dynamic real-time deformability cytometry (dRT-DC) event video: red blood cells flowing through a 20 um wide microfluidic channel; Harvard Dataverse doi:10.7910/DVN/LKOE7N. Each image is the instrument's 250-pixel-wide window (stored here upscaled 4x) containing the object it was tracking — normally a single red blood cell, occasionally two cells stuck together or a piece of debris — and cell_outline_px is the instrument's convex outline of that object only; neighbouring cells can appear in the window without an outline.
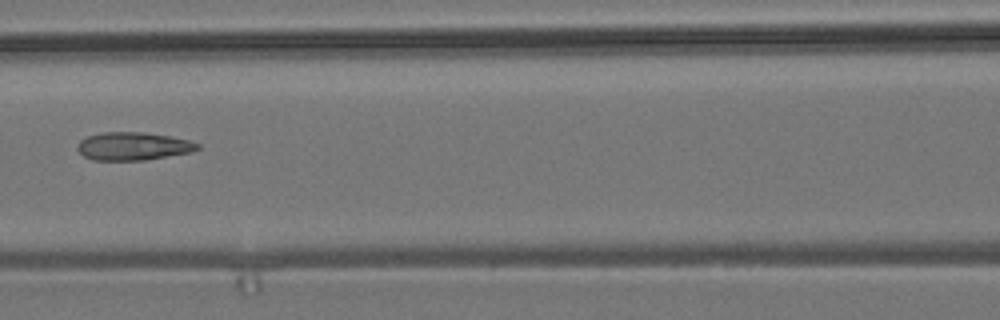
{"species": "common noctule bat (a hibernating species)", "species_latin": "Nyctalus noctula", "temperature_condition": "room temperature", "stored_images_in_passage": 9, "camera_frame_rate_fps": 3000, "um_per_image_px": 0.085, "animal": {"sex": "male", "body_mass_g": 19.2, "forearm_length_mm": 51.8}, "frame": {"image": 1, "passage_image": 6, "time_ms": 7.333, "image_size_px": [1000, 320], "cell_outline_px": [[200, 148], [192, 152], [144, 160], [92, 160], [84, 156], [76, 148], [76, 144], [80, 140], [88, 136], [104, 132], [140, 132], [172, 136], [188, 140], [200, 144]], "centroid_in_image_um": [11.31, 12.43], "position_along_channel_um": 155.3, "area_um2": 19.65}}
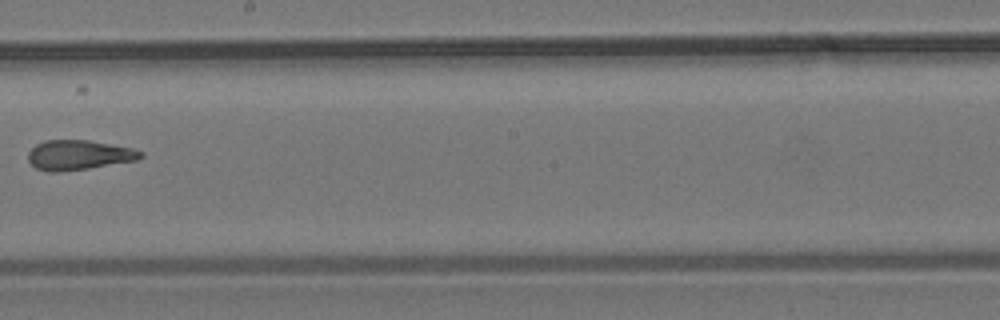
{"frame": {"image": 2, "passage_image": 8, "time_ms": 9.667, "image_size_px": [1000, 320], "cell_outline_px": [[144, 156], [136, 160], [88, 168], [60, 172], [48, 172], [36, 168], [28, 160], [28, 152], [36, 144], [44, 140], [88, 140], [132, 148], [144, 152]], "centroid_in_image_um": [6.68, 13.17], "position_along_channel_um": 241.5, "area_um2": 19.48}}
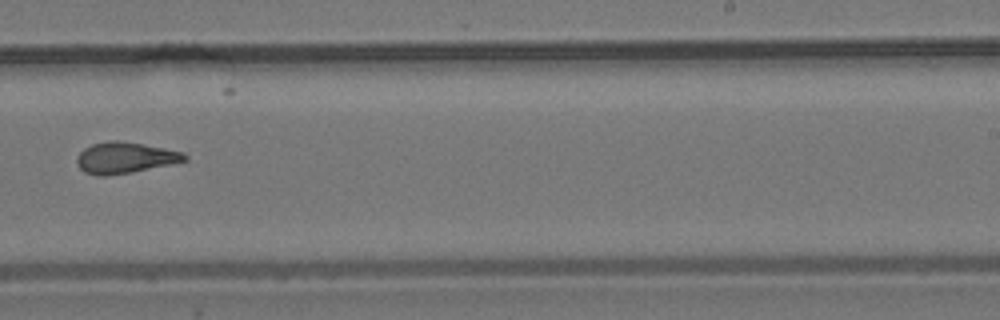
{"frame": {"image": 3, "passage_image": 9, "time_ms": 10.667, "image_size_px": [1000, 320], "cell_outline_px": [[188, 160], [172, 164], [132, 172], [104, 176], [100, 176], [84, 172], [76, 164], [76, 156], [84, 148], [92, 144], [108, 140], [120, 140], [144, 144], [184, 152], [188, 156]], "centroid_in_image_um": [10.62, 13.4], "position_along_channel_um": 278.4, "area_um2": 19.77}}